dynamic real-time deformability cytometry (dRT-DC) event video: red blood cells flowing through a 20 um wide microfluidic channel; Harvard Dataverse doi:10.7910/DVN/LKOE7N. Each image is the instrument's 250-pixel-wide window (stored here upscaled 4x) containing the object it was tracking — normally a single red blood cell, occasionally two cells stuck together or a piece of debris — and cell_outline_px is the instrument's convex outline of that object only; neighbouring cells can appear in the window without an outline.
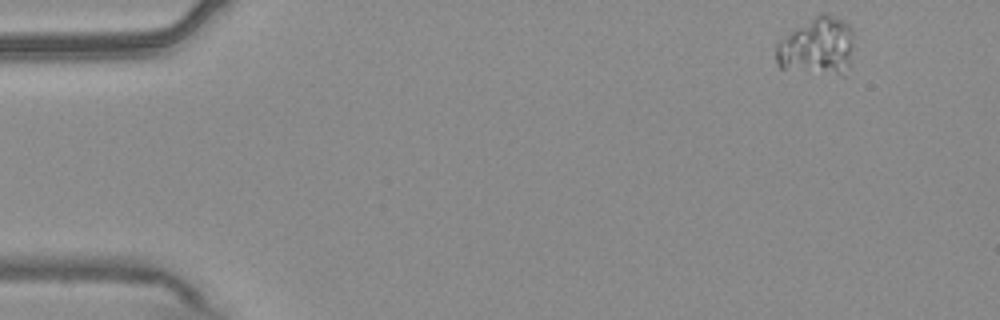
{"species": "common noctule bat (a hibernating species)", "species_latin": "Nyctalus noctula", "temperature_condition": "warm", "stored_images_in_passage": 52, "camera_frame_rate_fps": 3000, "um_per_image_px": 0.085, "animal": {"sex": "male", "body_mass_g": 20.4}, "frame": {"image": 1, "passage_image": 1, "time_ms": 0.0, "image_size_px": [1000, 320], "cell_outline_px": [[852, 40], [848, 64], [844, 76], [840, 76], [780, 68], [776, 64], [776, 40], [820, 12], [824, 12], [844, 20], [852, 28]], "centroid_in_image_um": [69.42, 3.93], "position_along_channel_um": 15.6, "area_um2": 26.53}}
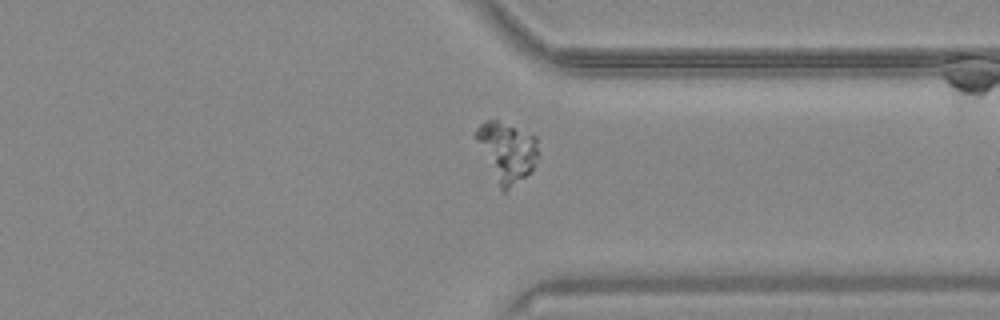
{"frame": {"image": 2, "passage_image": 39, "time_ms": 12.667, "image_size_px": [1000, 320], "cell_outline_px": [[536, 156], [532, 172], [504, 192], [500, 188], [476, 140], [476, 128], [484, 120], [496, 120], [536, 136]], "centroid_in_image_um": [43.07, 12.89], "position_along_channel_um": 368.3, "area_um2": 20.92}}
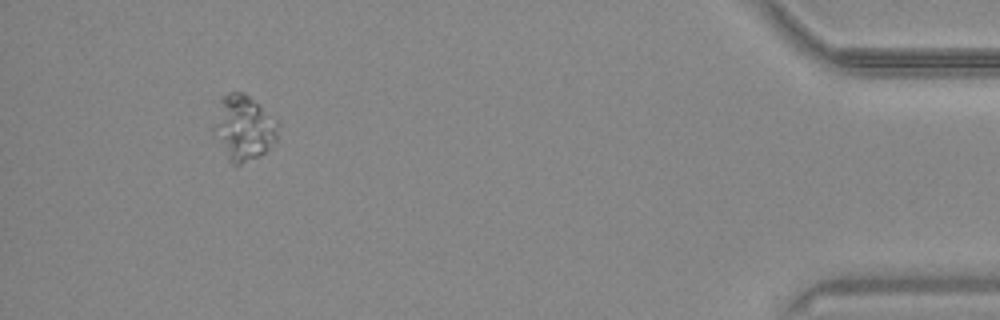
{"frame": {"image": 3, "passage_image": 48, "time_ms": 15.667, "image_size_px": [1000, 320], "cell_outline_px": [[280, 124], [276, 140], [260, 156], [236, 168], [228, 160], [212, 132], [212, 128], [220, 100], [228, 92], [244, 92], [260, 104]], "centroid_in_image_um": [20.7, 10.9], "position_along_channel_um": 414.5, "area_um2": 24.8}}